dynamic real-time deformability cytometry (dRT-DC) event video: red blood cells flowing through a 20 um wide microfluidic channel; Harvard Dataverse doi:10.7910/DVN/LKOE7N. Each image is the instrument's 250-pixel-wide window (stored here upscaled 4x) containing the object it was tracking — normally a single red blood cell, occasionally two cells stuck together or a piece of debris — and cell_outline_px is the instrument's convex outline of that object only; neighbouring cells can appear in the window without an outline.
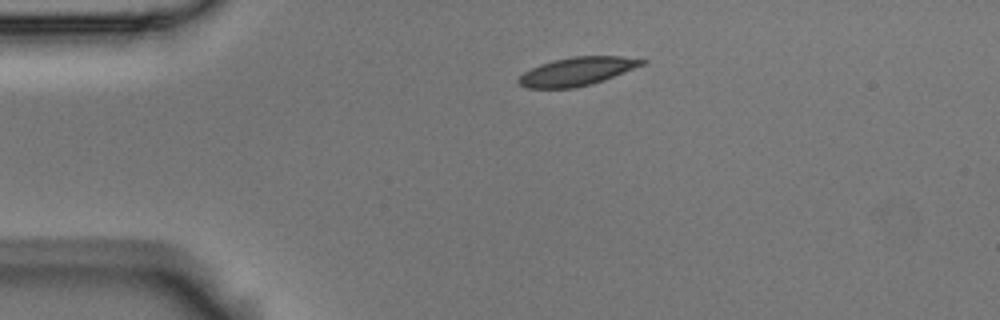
{"species": "Egyptian fruit bat (a non-hibernating species)", "species_latin": "Rousettus aegyptiacus", "temperature_condition": "room temperature", "stored_images_in_passage": 2, "camera_frame_rate_fps": 3000, "um_per_image_px": 0.085, "animal": {"sex": "male"}, "frame": {"image": 1, "passage_image": 1, "time_ms": 0.0, "image_size_px": [1000, 320], "cell_outline_px": [[648, 60], [644, 64], [604, 80], [592, 84], [576, 88], [524, 88], [516, 80], [524, 72], [540, 64], [552, 60], [572, 56], [620, 56]], "centroid_in_image_um": [49.02, 6.07], "position_along_channel_um": 36.0, "area_um2": 20.4}}